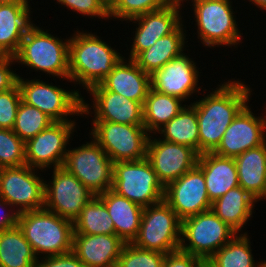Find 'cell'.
I'll list each match as a JSON object with an SVG mask.
<instances>
[{
  "instance_id": "1",
  "label": "cell",
  "mask_w": 266,
  "mask_h": 267,
  "mask_svg": "<svg viewBox=\"0 0 266 267\" xmlns=\"http://www.w3.org/2000/svg\"><path fill=\"white\" fill-rule=\"evenodd\" d=\"M211 89L207 95L204 93V98L191 102L196 108L199 126V155L217 148L226 129L248 104L252 93L251 87L235 78Z\"/></svg>"
},
{
  "instance_id": "2",
  "label": "cell",
  "mask_w": 266,
  "mask_h": 267,
  "mask_svg": "<svg viewBox=\"0 0 266 267\" xmlns=\"http://www.w3.org/2000/svg\"><path fill=\"white\" fill-rule=\"evenodd\" d=\"M78 30V31H77ZM69 41V80L86 91L99 84L124 57L92 32L77 29Z\"/></svg>"
},
{
  "instance_id": "3",
  "label": "cell",
  "mask_w": 266,
  "mask_h": 267,
  "mask_svg": "<svg viewBox=\"0 0 266 267\" xmlns=\"http://www.w3.org/2000/svg\"><path fill=\"white\" fill-rule=\"evenodd\" d=\"M32 24L26 31L15 62L54 78L69 80V41L70 37L60 38L47 28ZM49 32V33H48ZM64 40V41H63Z\"/></svg>"
},
{
  "instance_id": "4",
  "label": "cell",
  "mask_w": 266,
  "mask_h": 267,
  "mask_svg": "<svg viewBox=\"0 0 266 267\" xmlns=\"http://www.w3.org/2000/svg\"><path fill=\"white\" fill-rule=\"evenodd\" d=\"M17 225L38 259L72 251L73 222L45 208L19 213Z\"/></svg>"
},
{
  "instance_id": "5",
  "label": "cell",
  "mask_w": 266,
  "mask_h": 267,
  "mask_svg": "<svg viewBox=\"0 0 266 267\" xmlns=\"http://www.w3.org/2000/svg\"><path fill=\"white\" fill-rule=\"evenodd\" d=\"M232 0H193L197 38L206 48L235 47L242 43L241 30L233 11ZM233 8V9H232ZM240 30V31H239Z\"/></svg>"
},
{
  "instance_id": "6",
  "label": "cell",
  "mask_w": 266,
  "mask_h": 267,
  "mask_svg": "<svg viewBox=\"0 0 266 267\" xmlns=\"http://www.w3.org/2000/svg\"><path fill=\"white\" fill-rule=\"evenodd\" d=\"M18 75L17 84L21 92V100L46 113L54 121H68L75 115L83 118L82 94L80 89L67 90L60 85H55L37 79H27ZM31 79V80H30ZM57 85V86H56Z\"/></svg>"
},
{
  "instance_id": "7",
  "label": "cell",
  "mask_w": 266,
  "mask_h": 267,
  "mask_svg": "<svg viewBox=\"0 0 266 267\" xmlns=\"http://www.w3.org/2000/svg\"><path fill=\"white\" fill-rule=\"evenodd\" d=\"M182 220L164 201L144 207L137 237L132 244L163 254L179 250Z\"/></svg>"
},
{
  "instance_id": "8",
  "label": "cell",
  "mask_w": 266,
  "mask_h": 267,
  "mask_svg": "<svg viewBox=\"0 0 266 267\" xmlns=\"http://www.w3.org/2000/svg\"><path fill=\"white\" fill-rule=\"evenodd\" d=\"M111 189L143 208L159 203L164 198V186L147 157L113 163Z\"/></svg>"
},
{
  "instance_id": "9",
  "label": "cell",
  "mask_w": 266,
  "mask_h": 267,
  "mask_svg": "<svg viewBox=\"0 0 266 267\" xmlns=\"http://www.w3.org/2000/svg\"><path fill=\"white\" fill-rule=\"evenodd\" d=\"M89 135L106 152L113 163L147 157L150 134L144 126L91 121Z\"/></svg>"
},
{
  "instance_id": "10",
  "label": "cell",
  "mask_w": 266,
  "mask_h": 267,
  "mask_svg": "<svg viewBox=\"0 0 266 267\" xmlns=\"http://www.w3.org/2000/svg\"><path fill=\"white\" fill-rule=\"evenodd\" d=\"M237 233L212 210L182 220L180 250L208 260Z\"/></svg>"
},
{
  "instance_id": "11",
  "label": "cell",
  "mask_w": 266,
  "mask_h": 267,
  "mask_svg": "<svg viewBox=\"0 0 266 267\" xmlns=\"http://www.w3.org/2000/svg\"><path fill=\"white\" fill-rule=\"evenodd\" d=\"M89 139L76 148L68 147L63 167L98 196L112 188L113 162L92 137Z\"/></svg>"
},
{
  "instance_id": "12",
  "label": "cell",
  "mask_w": 266,
  "mask_h": 267,
  "mask_svg": "<svg viewBox=\"0 0 266 267\" xmlns=\"http://www.w3.org/2000/svg\"><path fill=\"white\" fill-rule=\"evenodd\" d=\"M75 119L55 121L33 138L25 142L26 165L46 172L63 166L67 154V146L76 129ZM75 129V130H74Z\"/></svg>"
},
{
  "instance_id": "13",
  "label": "cell",
  "mask_w": 266,
  "mask_h": 267,
  "mask_svg": "<svg viewBox=\"0 0 266 267\" xmlns=\"http://www.w3.org/2000/svg\"><path fill=\"white\" fill-rule=\"evenodd\" d=\"M52 170V179L44 180V208L74 222L95 195L63 166Z\"/></svg>"
},
{
  "instance_id": "14",
  "label": "cell",
  "mask_w": 266,
  "mask_h": 267,
  "mask_svg": "<svg viewBox=\"0 0 266 267\" xmlns=\"http://www.w3.org/2000/svg\"><path fill=\"white\" fill-rule=\"evenodd\" d=\"M42 170L27 165L0 169V198L21 213L44 208Z\"/></svg>"
},
{
  "instance_id": "15",
  "label": "cell",
  "mask_w": 266,
  "mask_h": 267,
  "mask_svg": "<svg viewBox=\"0 0 266 267\" xmlns=\"http://www.w3.org/2000/svg\"><path fill=\"white\" fill-rule=\"evenodd\" d=\"M86 93H89L88 96L92 95L90 100L93 101H91L90 105L82 97V114H84L82 116H85V118L90 115L92 117V114H94L93 118H91L92 121L144 126L143 105L140 102L128 99L121 94L107 91L100 84L90 87Z\"/></svg>"
},
{
  "instance_id": "16",
  "label": "cell",
  "mask_w": 266,
  "mask_h": 267,
  "mask_svg": "<svg viewBox=\"0 0 266 267\" xmlns=\"http://www.w3.org/2000/svg\"><path fill=\"white\" fill-rule=\"evenodd\" d=\"M163 200L181 220L211 210L202 170L196 165L164 187Z\"/></svg>"
},
{
  "instance_id": "17",
  "label": "cell",
  "mask_w": 266,
  "mask_h": 267,
  "mask_svg": "<svg viewBox=\"0 0 266 267\" xmlns=\"http://www.w3.org/2000/svg\"><path fill=\"white\" fill-rule=\"evenodd\" d=\"M150 135L147 159L164 187L197 165L199 154L191 147Z\"/></svg>"
},
{
  "instance_id": "18",
  "label": "cell",
  "mask_w": 266,
  "mask_h": 267,
  "mask_svg": "<svg viewBox=\"0 0 266 267\" xmlns=\"http://www.w3.org/2000/svg\"><path fill=\"white\" fill-rule=\"evenodd\" d=\"M250 107L247 104L231 122L213 151L215 154L235 158L266 142V110L257 116Z\"/></svg>"
},
{
  "instance_id": "19",
  "label": "cell",
  "mask_w": 266,
  "mask_h": 267,
  "mask_svg": "<svg viewBox=\"0 0 266 267\" xmlns=\"http://www.w3.org/2000/svg\"><path fill=\"white\" fill-rule=\"evenodd\" d=\"M189 55V56H188ZM183 53L171 59L151 76V88L187 101L194 95L201 94L198 85L201 72L190 54ZM200 73V74H199ZM196 93V94H195Z\"/></svg>"
},
{
  "instance_id": "20",
  "label": "cell",
  "mask_w": 266,
  "mask_h": 267,
  "mask_svg": "<svg viewBox=\"0 0 266 267\" xmlns=\"http://www.w3.org/2000/svg\"><path fill=\"white\" fill-rule=\"evenodd\" d=\"M182 8L176 6H165L159 10L142 14L126 21L136 26L135 33L132 32V45L128 59L134 60L142 51L149 49L155 42L172 33L183 21ZM182 15V16H181Z\"/></svg>"
},
{
  "instance_id": "21",
  "label": "cell",
  "mask_w": 266,
  "mask_h": 267,
  "mask_svg": "<svg viewBox=\"0 0 266 267\" xmlns=\"http://www.w3.org/2000/svg\"><path fill=\"white\" fill-rule=\"evenodd\" d=\"M125 244L117 235L73 234L72 252L86 267H116Z\"/></svg>"
},
{
  "instance_id": "22",
  "label": "cell",
  "mask_w": 266,
  "mask_h": 267,
  "mask_svg": "<svg viewBox=\"0 0 266 267\" xmlns=\"http://www.w3.org/2000/svg\"><path fill=\"white\" fill-rule=\"evenodd\" d=\"M99 84L107 91L121 94L144 105L151 89V76L134 60L123 57Z\"/></svg>"
},
{
  "instance_id": "23",
  "label": "cell",
  "mask_w": 266,
  "mask_h": 267,
  "mask_svg": "<svg viewBox=\"0 0 266 267\" xmlns=\"http://www.w3.org/2000/svg\"><path fill=\"white\" fill-rule=\"evenodd\" d=\"M30 0L0 3V53L14 56L33 24ZM32 20V21H31Z\"/></svg>"
},
{
  "instance_id": "24",
  "label": "cell",
  "mask_w": 266,
  "mask_h": 267,
  "mask_svg": "<svg viewBox=\"0 0 266 267\" xmlns=\"http://www.w3.org/2000/svg\"><path fill=\"white\" fill-rule=\"evenodd\" d=\"M197 166L202 170L209 200L214 202L230 189L239 186L235 159L205 152L199 155Z\"/></svg>"
},
{
  "instance_id": "25",
  "label": "cell",
  "mask_w": 266,
  "mask_h": 267,
  "mask_svg": "<svg viewBox=\"0 0 266 267\" xmlns=\"http://www.w3.org/2000/svg\"><path fill=\"white\" fill-rule=\"evenodd\" d=\"M97 197L107 208L114 224L115 235L125 243H132L138 235L144 208L117 194L112 189Z\"/></svg>"
},
{
  "instance_id": "26",
  "label": "cell",
  "mask_w": 266,
  "mask_h": 267,
  "mask_svg": "<svg viewBox=\"0 0 266 267\" xmlns=\"http://www.w3.org/2000/svg\"><path fill=\"white\" fill-rule=\"evenodd\" d=\"M257 202L248 191L237 186L212 202L211 210L237 234H246L244 226L255 213Z\"/></svg>"
},
{
  "instance_id": "27",
  "label": "cell",
  "mask_w": 266,
  "mask_h": 267,
  "mask_svg": "<svg viewBox=\"0 0 266 267\" xmlns=\"http://www.w3.org/2000/svg\"><path fill=\"white\" fill-rule=\"evenodd\" d=\"M235 159L239 186L255 199L265 200L266 192V142L248 149Z\"/></svg>"
},
{
  "instance_id": "28",
  "label": "cell",
  "mask_w": 266,
  "mask_h": 267,
  "mask_svg": "<svg viewBox=\"0 0 266 267\" xmlns=\"http://www.w3.org/2000/svg\"><path fill=\"white\" fill-rule=\"evenodd\" d=\"M182 22L172 33L158 39L149 49L142 51L134 61L147 74L152 75L171 59L179 57L187 50L186 26Z\"/></svg>"
},
{
  "instance_id": "29",
  "label": "cell",
  "mask_w": 266,
  "mask_h": 267,
  "mask_svg": "<svg viewBox=\"0 0 266 267\" xmlns=\"http://www.w3.org/2000/svg\"><path fill=\"white\" fill-rule=\"evenodd\" d=\"M182 99L150 89L143 105V123L149 134L156 132L186 106Z\"/></svg>"
},
{
  "instance_id": "30",
  "label": "cell",
  "mask_w": 266,
  "mask_h": 267,
  "mask_svg": "<svg viewBox=\"0 0 266 267\" xmlns=\"http://www.w3.org/2000/svg\"><path fill=\"white\" fill-rule=\"evenodd\" d=\"M38 260L18 225L0 231V267H36Z\"/></svg>"
},
{
  "instance_id": "31",
  "label": "cell",
  "mask_w": 266,
  "mask_h": 267,
  "mask_svg": "<svg viewBox=\"0 0 266 267\" xmlns=\"http://www.w3.org/2000/svg\"><path fill=\"white\" fill-rule=\"evenodd\" d=\"M187 104L180 113L157 132L161 139L191 147L199 154V126L196 108Z\"/></svg>"
},
{
  "instance_id": "32",
  "label": "cell",
  "mask_w": 266,
  "mask_h": 267,
  "mask_svg": "<svg viewBox=\"0 0 266 267\" xmlns=\"http://www.w3.org/2000/svg\"><path fill=\"white\" fill-rule=\"evenodd\" d=\"M250 236L236 234L208 260L214 267H263L266 261L255 262L252 254Z\"/></svg>"
},
{
  "instance_id": "33",
  "label": "cell",
  "mask_w": 266,
  "mask_h": 267,
  "mask_svg": "<svg viewBox=\"0 0 266 267\" xmlns=\"http://www.w3.org/2000/svg\"><path fill=\"white\" fill-rule=\"evenodd\" d=\"M73 234L115 235L113 221L105 204L94 196L82 209L73 222Z\"/></svg>"
},
{
  "instance_id": "34",
  "label": "cell",
  "mask_w": 266,
  "mask_h": 267,
  "mask_svg": "<svg viewBox=\"0 0 266 267\" xmlns=\"http://www.w3.org/2000/svg\"><path fill=\"white\" fill-rule=\"evenodd\" d=\"M55 122L46 113L21 100L13 131L24 141L33 138Z\"/></svg>"
},
{
  "instance_id": "35",
  "label": "cell",
  "mask_w": 266,
  "mask_h": 267,
  "mask_svg": "<svg viewBox=\"0 0 266 267\" xmlns=\"http://www.w3.org/2000/svg\"><path fill=\"white\" fill-rule=\"evenodd\" d=\"M24 165L25 142L13 130L0 128V169Z\"/></svg>"
},
{
  "instance_id": "36",
  "label": "cell",
  "mask_w": 266,
  "mask_h": 267,
  "mask_svg": "<svg viewBox=\"0 0 266 267\" xmlns=\"http://www.w3.org/2000/svg\"><path fill=\"white\" fill-rule=\"evenodd\" d=\"M166 254L126 243L116 267H163Z\"/></svg>"
},
{
  "instance_id": "37",
  "label": "cell",
  "mask_w": 266,
  "mask_h": 267,
  "mask_svg": "<svg viewBox=\"0 0 266 267\" xmlns=\"http://www.w3.org/2000/svg\"><path fill=\"white\" fill-rule=\"evenodd\" d=\"M165 6L162 0H117L109 8V18L117 19L119 22L128 21Z\"/></svg>"
},
{
  "instance_id": "38",
  "label": "cell",
  "mask_w": 266,
  "mask_h": 267,
  "mask_svg": "<svg viewBox=\"0 0 266 267\" xmlns=\"http://www.w3.org/2000/svg\"><path fill=\"white\" fill-rule=\"evenodd\" d=\"M21 102V92L16 83L7 91L0 92V128L13 129Z\"/></svg>"
},
{
  "instance_id": "39",
  "label": "cell",
  "mask_w": 266,
  "mask_h": 267,
  "mask_svg": "<svg viewBox=\"0 0 266 267\" xmlns=\"http://www.w3.org/2000/svg\"><path fill=\"white\" fill-rule=\"evenodd\" d=\"M61 7H67L68 10L79 13L83 17L91 19L98 17L100 20L109 19V9L102 0H56Z\"/></svg>"
},
{
  "instance_id": "40",
  "label": "cell",
  "mask_w": 266,
  "mask_h": 267,
  "mask_svg": "<svg viewBox=\"0 0 266 267\" xmlns=\"http://www.w3.org/2000/svg\"><path fill=\"white\" fill-rule=\"evenodd\" d=\"M15 64L14 56L0 54V92L9 90L17 83L18 72L11 68Z\"/></svg>"
},
{
  "instance_id": "41",
  "label": "cell",
  "mask_w": 266,
  "mask_h": 267,
  "mask_svg": "<svg viewBox=\"0 0 266 267\" xmlns=\"http://www.w3.org/2000/svg\"><path fill=\"white\" fill-rule=\"evenodd\" d=\"M39 259L36 267H86L72 251Z\"/></svg>"
},
{
  "instance_id": "42",
  "label": "cell",
  "mask_w": 266,
  "mask_h": 267,
  "mask_svg": "<svg viewBox=\"0 0 266 267\" xmlns=\"http://www.w3.org/2000/svg\"><path fill=\"white\" fill-rule=\"evenodd\" d=\"M201 261L199 257L179 249L166 254L163 267H197Z\"/></svg>"
},
{
  "instance_id": "43",
  "label": "cell",
  "mask_w": 266,
  "mask_h": 267,
  "mask_svg": "<svg viewBox=\"0 0 266 267\" xmlns=\"http://www.w3.org/2000/svg\"><path fill=\"white\" fill-rule=\"evenodd\" d=\"M5 210L9 212H6ZM0 211H2L0 213V231L13 228L17 225L19 212H17L16 209L6 200H3L1 198Z\"/></svg>"
},
{
  "instance_id": "44",
  "label": "cell",
  "mask_w": 266,
  "mask_h": 267,
  "mask_svg": "<svg viewBox=\"0 0 266 267\" xmlns=\"http://www.w3.org/2000/svg\"><path fill=\"white\" fill-rule=\"evenodd\" d=\"M162 1L166 6H176V7L181 8L185 4L184 2L187 1L188 3L189 1L192 2L193 0H162Z\"/></svg>"
},
{
  "instance_id": "45",
  "label": "cell",
  "mask_w": 266,
  "mask_h": 267,
  "mask_svg": "<svg viewBox=\"0 0 266 267\" xmlns=\"http://www.w3.org/2000/svg\"><path fill=\"white\" fill-rule=\"evenodd\" d=\"M251 4H254L256 8H260L262 11H266V0H248Z\"/></svg>"
},
{
  "instance_id": "46",
  "label": "cell",
  "mask_w": 266,
  "mask_h": 267,
  "mask_svg": "<svg viewBox=\"0 0 266 267\" xmlns=\"http://www.w3.org/2000/svg\"><path fill=\"white\" fill-rule=\"evenodd\" d=\"M197 267H214L209 260H202Z\"/></svg>"
},
{
  "instance_id": "47",
  "label": "cell",
  "mask_w": 266,
  "mask_h": 267,
  "mask_svg": "<svg viewBox=\"0 0 266 267\" xmlns=\"http://www.w3.org/2000/svg\"><path fill=\"white\" fill-rule=\"evenodd\" d=\"M117 0H102V2L108 7V9L116 2Z\"/></svg>"
},
{
  "instance_id": "48",
  "label": "cell",
  "mask_w": 266,
  "mask_h": 267,
  "mask_svg": "<svg viewBox=\"0 0 266 267\" xmlns=\"http://www.w3.org/2000/svg\"><path fill=\"white\" fill-rule=\"evenodd\" d=\"M17 0H0V3H11Z\"/></svg>"
}]
</instances>
